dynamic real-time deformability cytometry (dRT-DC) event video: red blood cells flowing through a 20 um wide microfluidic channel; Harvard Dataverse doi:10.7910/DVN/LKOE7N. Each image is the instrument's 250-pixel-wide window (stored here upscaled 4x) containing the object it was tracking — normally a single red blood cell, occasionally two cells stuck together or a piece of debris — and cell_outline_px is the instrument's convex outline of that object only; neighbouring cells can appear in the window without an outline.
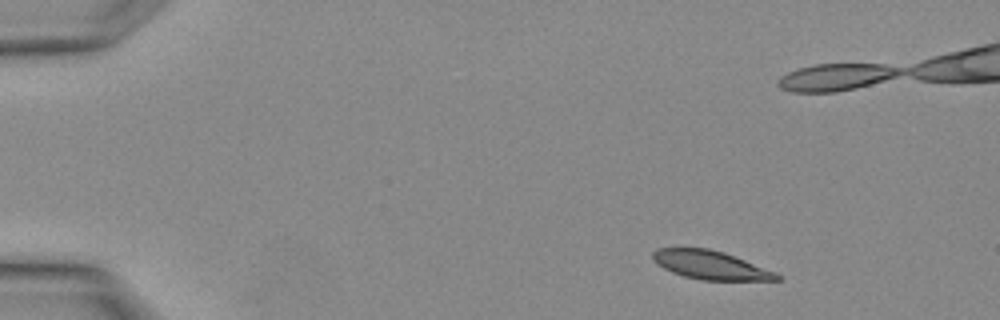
{"species": "Egyptian fruit bat (a non-hibernating species)", "species_latin": "Rousettus aegyptiacus", "temperature_condition": "warm", "stored_images_in_passage": 5, "camera_frame_rate_fps": 3000, "um_per_image_px": 0.085, "animal": {"sex": "female"}, "frame": {"image": 1, "passage_image": 2, "time_ms": 0.333, "image_size_px": [1000, 320], "cell_outline_px": [[780, 280], [704, 280], [684, 276], [672, 272], [664, 268], [652, 260], [652, 252], [656, 248], [708, 248], [724, 252], [776, 272], [780, 276]], "centroid_in_image_um": [60.37, 22.52], "position_along_channel_um": 24.6, "area_um2": 20.52}}